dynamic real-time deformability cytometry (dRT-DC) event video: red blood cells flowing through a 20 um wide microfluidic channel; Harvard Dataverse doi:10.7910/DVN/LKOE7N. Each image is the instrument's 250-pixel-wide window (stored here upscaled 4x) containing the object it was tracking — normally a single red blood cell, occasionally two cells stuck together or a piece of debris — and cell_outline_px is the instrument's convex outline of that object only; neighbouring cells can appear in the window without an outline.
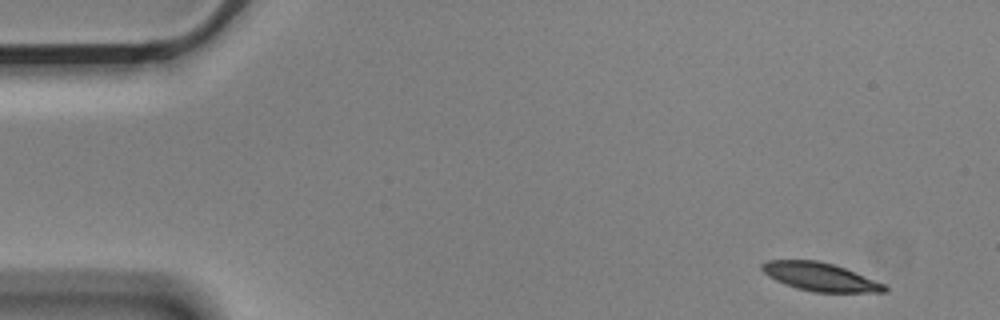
{"species": "Egyptian fruit bat (a non-hibernating species)", "species_latin": "Rousettus aegyptiacus", "temperature_condition": "cold", "stored_images_in_passage": 5, "camera_frame_rate_fps": 3000, "um_per_image_px": 0.085, "animal": {"sex": "male"}, "frame": {"image": 1, "passage_image": 1, "time_ms": 0.0, "image_size_px": [1000, 320], "cell_outline_px": [[888, 292], [812, 292], [796, 288], [784, 284], [768, 276], [760, 268], [760, 264], [768, 260], [816, 260], [832, 264], [844, 268], [884, 284], [888, 288]], "centroid_in_image_um": [69.67, 23.53], "position_along_channel_um": 15.3, "area_um2": 20.06}}
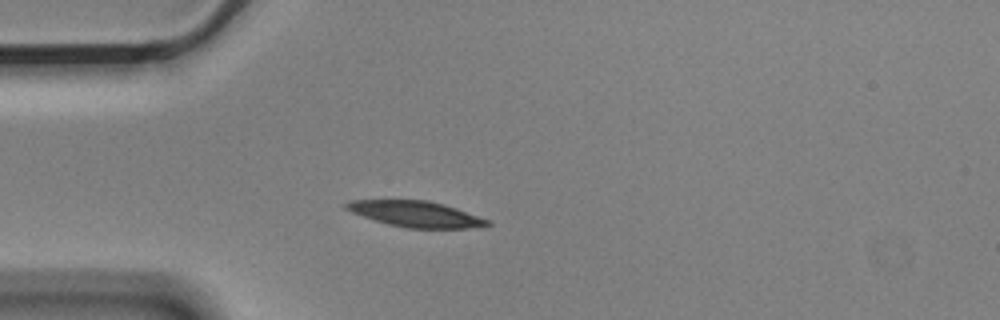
{"frame": {"image": 2, "passage_image": 4, "time_ms": 1.0, "image_size_px": [1000, 320], "cell_outline_px": [[492, 224], [484, 228], [408, 228], [388, 224], [352, 212], [344, 208], [344, 204], [352, 200], [428, 200], [444, 204], [492, 220]], "centroid_in_image_um": [35.45, 18.2], "position_along_channel_um": 49.6, "area_um2": 21.39}}